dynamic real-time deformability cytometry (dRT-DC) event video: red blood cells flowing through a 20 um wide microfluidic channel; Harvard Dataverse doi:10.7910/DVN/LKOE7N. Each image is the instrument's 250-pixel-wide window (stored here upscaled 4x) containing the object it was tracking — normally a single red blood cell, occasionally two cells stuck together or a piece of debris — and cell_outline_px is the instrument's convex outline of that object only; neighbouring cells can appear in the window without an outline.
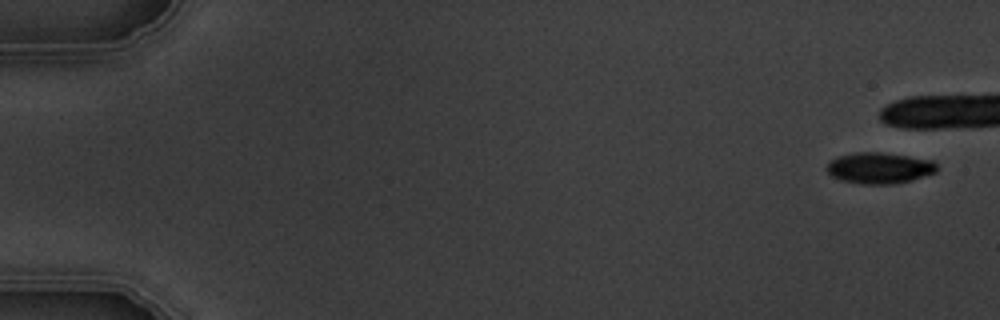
{"species": "common noctule bat (a hibernating species)", "species_latin": "Nyctalus noctula", "temperature_condition": "warm", "stored_images_in_passage": 5, "camera_frame_rate_fps": 3000, "um_per_image_px": 0.085, "animal": {"sex": "male", "body_mass_g": 19.5, "forearm_length_mm": 54.6}, "frame": {"image": 1, "passage_image": 1, "time_ms": 0.0, "image_size_px": [1000, 320], "cell_outline_px": [[936, 172], [912, 180], [892, 184], [860, 184], [840, 180], [832, 176], [824, 168], [828, 160], [836, 156], [852, 152], [880, 152], [932, 160], [936, 164]], "centroid_in_image_um": [74.66, 14.27], "position_along_channel_um": 10.3, "area_um2": 20.17}}